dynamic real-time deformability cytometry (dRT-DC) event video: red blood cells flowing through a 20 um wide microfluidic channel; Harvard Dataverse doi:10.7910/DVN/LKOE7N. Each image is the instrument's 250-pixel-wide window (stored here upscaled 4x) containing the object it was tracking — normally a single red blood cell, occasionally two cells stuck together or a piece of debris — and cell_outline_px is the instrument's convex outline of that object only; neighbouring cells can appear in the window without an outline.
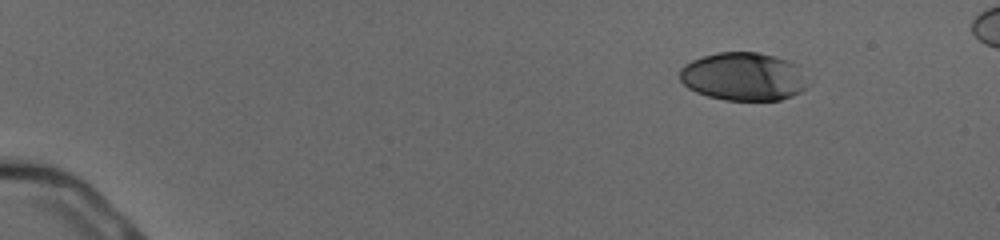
{"species": "human", "species_latin": "Homo sapiens", "temperature_condition": "cold", "stored_images_in_passage": 39, "camera_frame_rate_fps": 3000, "um_per_image_px": 0.085, "donor": {"sex": "male"}, "frame": {"image": 1, "passage_image": 1, "time_ms": 0.0, "image_size_px": [1000, 240], "cell_outline_px": [[808, 84], [800, 92], [792, 96], [780, 100], [724, 100], [708, 96], [696, 92], [688, 88], [680, 80], [680, 68], [684, 64], [692, 60], [704, 56], [720, 52], [756, 52], [772, 56], [784, 60], [792, 64]], "centroid_in_image_um": [63.1, 6.52], "position_along_channel_um": 21.9, "area_um2": 35.32}}
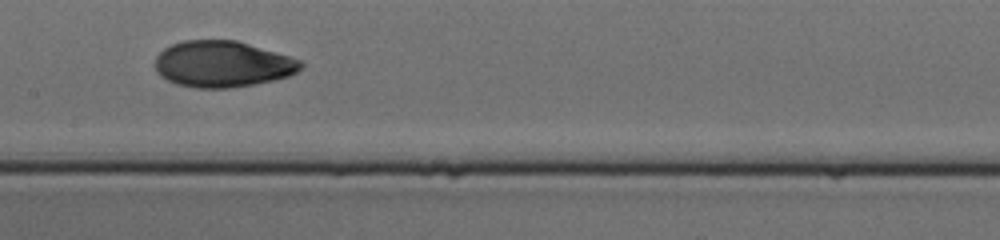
{"frame": {"image": 2, "passage_image": 24, "time_ms": 7.667, "image_size_px": [1000, 240], "cell_outline_px": [[304, 64], [296, 72], [288, 76], [272, 80], [252, 84], [228, 88], [196, 88], [176, 84], [160, 76], [156, 72], [156, 56], [164, 48], [172, 44], [184, 40], [236, 40], [276, 52], [300, 60]], "centroid_in_image_um": [18.88, 5.44], "position_along_channel_um": 188.5, "area_um2": 39.02}}
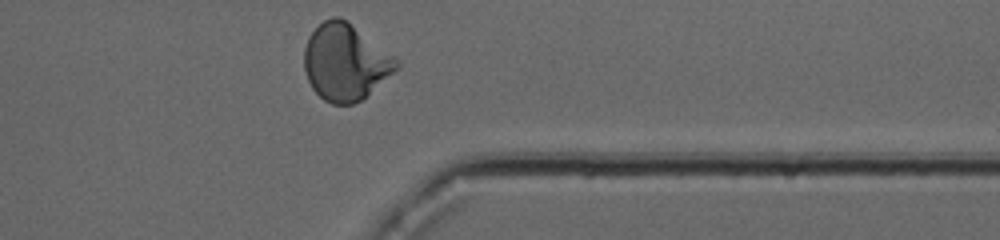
{"frame": {"image": 3, "passage_image": 39, "time_ms": 12.667, "image_size_px": [1000, 240], "cell_outline_px": [[400, 64], [392, 72], [360, 100], [352, 104], [332, 104], [324, 100], [312, 88], [308, 80], [304, 68], [304, 48], [308, 36], [324, 20], [332, 16], [340, 16], [400, 60]], "centroid_in_image_um": [29.31, 5.27], "position_along_channel_um": 382.1, "area_um2": 40.46}, "authors_computed_cell_mechanics": {"area_um2": 38.6682, "velocity_mm_per_s": 3.9205, "shape_relaxation_time_tau1_ms": 5.7381, "shape_relaxation_time_tau2_ms": 1.0723, "deformation_change_tau1": 0.2229, "deformation_change_tau2": 0.0468}}